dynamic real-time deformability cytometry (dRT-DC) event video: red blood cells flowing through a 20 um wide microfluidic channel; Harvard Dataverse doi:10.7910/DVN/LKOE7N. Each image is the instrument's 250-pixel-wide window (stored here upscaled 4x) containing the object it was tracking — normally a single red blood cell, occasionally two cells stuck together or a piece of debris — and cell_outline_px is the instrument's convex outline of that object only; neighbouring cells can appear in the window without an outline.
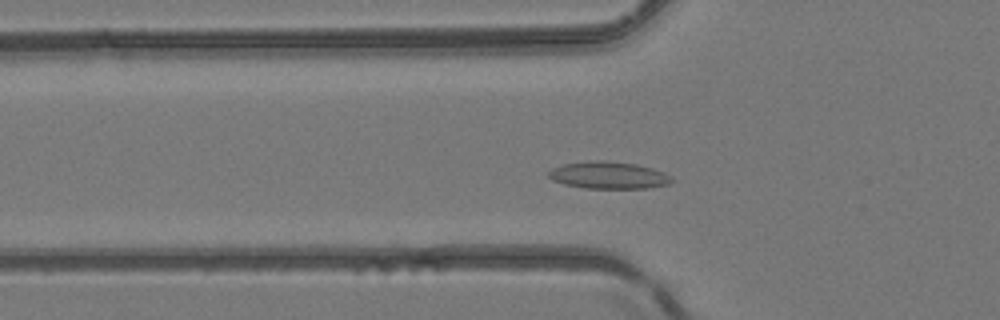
{"species": "common noctule bat (a hibernating species)", "species_latin": "Nyctalus noctula", "temperature_condition": "room temperature", "stored_images_in_passage": 44, "camera_frame_rate_fps": 3000, "um_per_image_px": 0.085, "animal": {"sex": "female", "body_mass_g": 24.6, "forearm_length_mm": 56.2}, "frame": {"image": 1, "passage_image": 13, "time_ms": 4.0, "image_size_px": [1000, 320], "cell_outline_px": [[672, 180], [668, 184], [648, 188], [584, 188], [564, 184], [552, 180], [548, 176], [548, 172], [552, 168], [564, 164], [588, 160], [604, 160], [636, 164], [652, 168], [664, 172], [672, 176]], "centroid_in_image_um": [51.71, 14.89], "position_along_channel_um": 74.1, "area_um2": 19.54}}
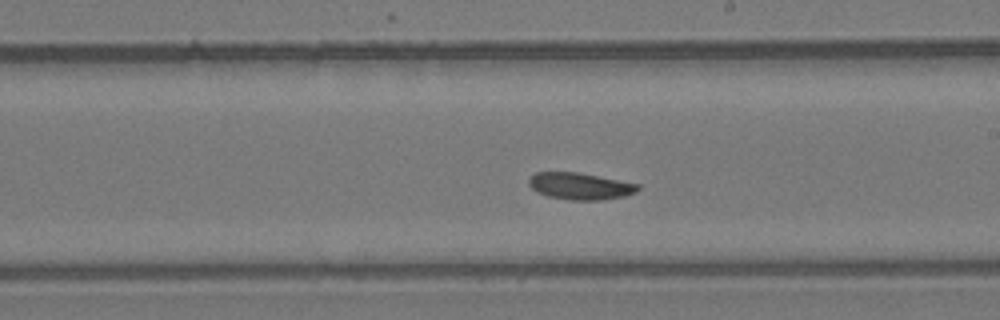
{"frame": {"image": 2, "passage_image": 25, "time_ms": 8.0, "image_size_px": [1000, 320], "cell_outline_px": [[640, 188], [636, 192], [624, 196], [604, 200], [572, 200], [548, 196], [536, 192], [528, 184], [528, 180], [536, 172], [576, 172], [640, 184]], "centroid_in_image_um": [49.31, 15.83], "position_along_channel_um": 239.7, "area_um2": 16.99}}
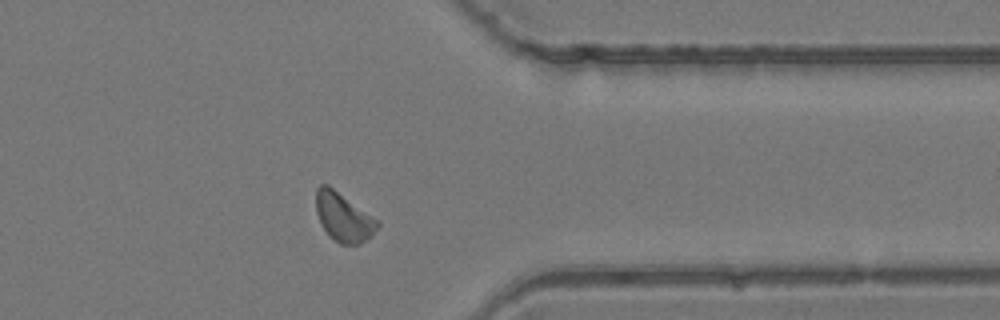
{"frame": {"image": 3, "passage_image": 36, "time_ms": 11.667, "image_size_px": [1000, 320], "cell_outline_px": [[380, 224], [372, 236], [360, 244], [340, 244], [320, 224], [316, 212], [316, 188], [320, 184], [328, 184], [380, 220]], "centroid_in_image_um": [29.22, 18.43], "position_along_channel_um": 382.2, "area_um2": 17.57}}